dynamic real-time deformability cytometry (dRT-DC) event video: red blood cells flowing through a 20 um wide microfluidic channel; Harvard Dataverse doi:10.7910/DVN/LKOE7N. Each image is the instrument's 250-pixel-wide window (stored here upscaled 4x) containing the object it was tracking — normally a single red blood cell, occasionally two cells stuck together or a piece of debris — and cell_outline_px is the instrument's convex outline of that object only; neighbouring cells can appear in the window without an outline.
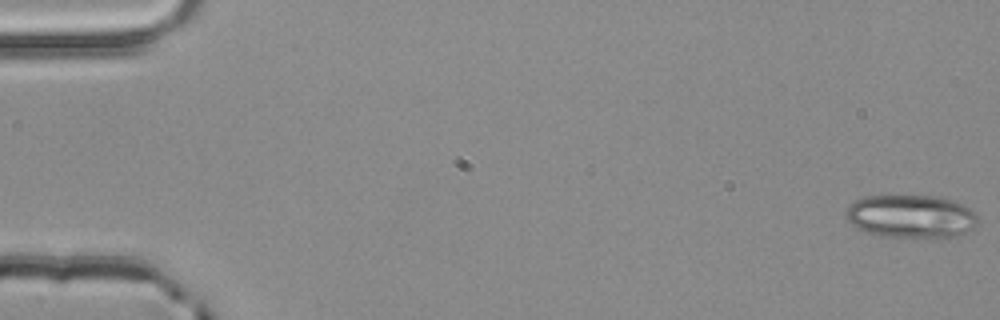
{"species": "common noctule bat (a hibernating species)", "species_latin": "Nyctalus noctula", "temperature_condition": "room temperature", "stored_images_in_passage": 4, "camera_frame_rate_fps": 3000, "um_per_image_px": 0.085, "animal": {"sex": "male", "body_mass_g": 20.4}, "frame": {"image": 1, "passage_image": 1, "time_ms": 0.0, "image_size_px": [1000, 320], "cell_outline_px": [[976, 224], [972, 228], [956, 236], [936, 240], [932, 240], [884, 236], [864, 232], [852, 224], [848, 220], [848, 204], [864, 196], [940, 196], [964, 204], [976, 216]], "centroid_in_image_um": [77.45, 18.42], "position_along_channel_um": 7.6, "area_um2": 33.58}}